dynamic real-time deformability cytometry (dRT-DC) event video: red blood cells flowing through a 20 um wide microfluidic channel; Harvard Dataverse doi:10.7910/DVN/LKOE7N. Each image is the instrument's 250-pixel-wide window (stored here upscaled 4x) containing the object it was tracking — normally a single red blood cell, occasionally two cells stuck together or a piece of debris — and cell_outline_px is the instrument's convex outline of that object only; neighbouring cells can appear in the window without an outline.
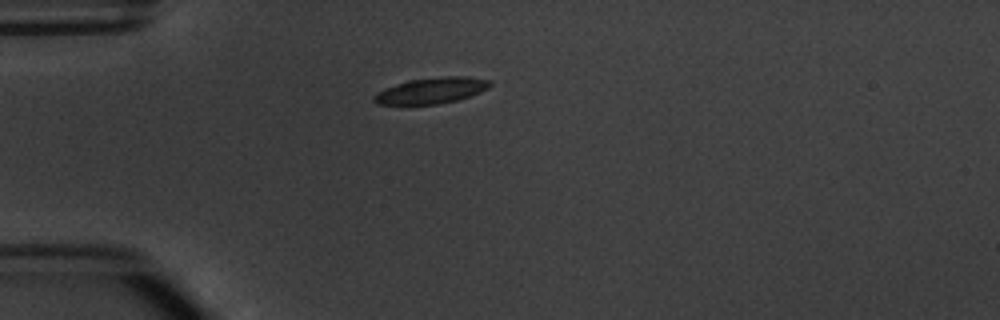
{"species": "common noctule bat (a hibernating species)", "species_latin": "Nyctalus noctula", "temperature_condition": "warm", "stored_images_in_passage": 3, "camera_frame_rate_fps": 3000, "um_per_image_px": 0.085, "animal": {"sex": "male", "body_mass_g": 20.1, "forearm_length_mm": 53.5}, "frame": {"image": 1, "passage_image": 2, "time_ms": 1.333, "image_size_px": [1000, 320], "cell_outline_px": [[492, 84], [488, 88], [480, 92], [456, 100], [436, 104], [408, 108], [376, 104], [372, 100], [372, 96], [376, 92], [396, 84], [408, 80], [440, 76], [468, 76], [492, 80]], "centroid_in_image_um": [36.57, 7.74], "position_along_channel_um": 48.4, "area_um2": 18.5}}